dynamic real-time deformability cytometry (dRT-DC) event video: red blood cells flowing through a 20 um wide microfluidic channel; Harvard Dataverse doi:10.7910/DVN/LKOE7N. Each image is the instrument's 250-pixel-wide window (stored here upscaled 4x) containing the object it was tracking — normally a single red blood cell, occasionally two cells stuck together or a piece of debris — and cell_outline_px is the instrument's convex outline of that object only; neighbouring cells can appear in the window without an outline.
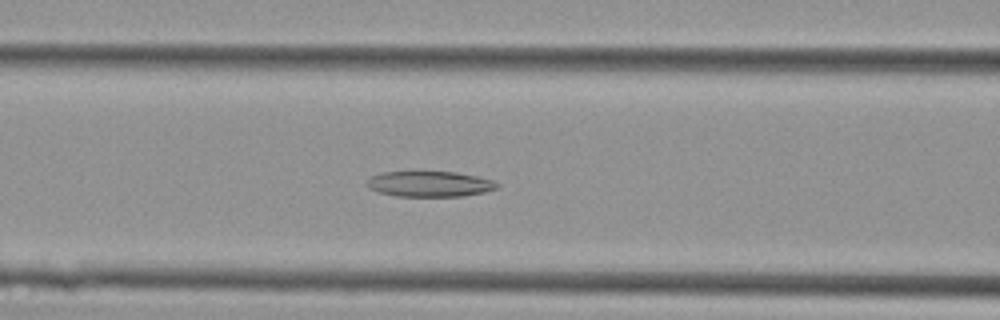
{"species": "Egyptian fruit bat (a non-hibernating species)", "species_latin": "Rousettus aegyptiacus", "temperature_condition": "cold", "stored_images_in_passage": 35, "camera_frame_rate_fps": 3000, "um_per_image_px": 0.085, "animal": {"sex": "female"}, "frame": {"image": 1, "passage_image": 17, "time_ms": 5.333, "image_size_px": [1000, 320], "cell_outline_px": [[500, 188], [484, 192], [464, 196], [396, 196], [380, 192], [368, 188], [364, 184], [372, 176], [380, 172], [456, 172], [476, 176], [492, 180], [500, 184]], "centroid_in_image_um": [36.53, 15.64], "position_along_channel_um": 130.1, "area_um2": 19.42}}
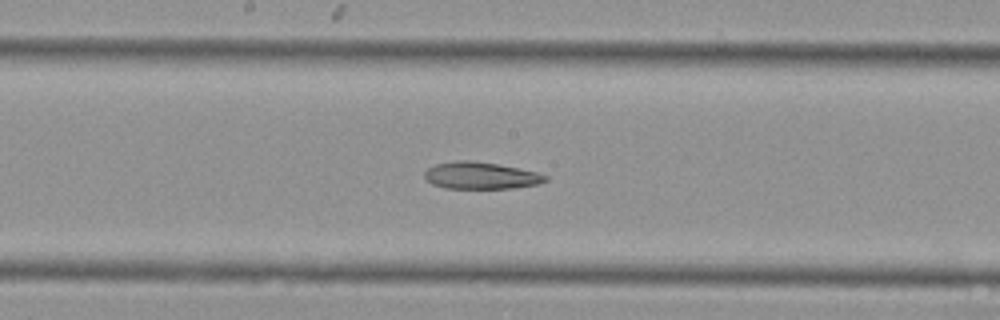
{"frame": {"image": 2, "passage_image": 22, "time_ms": 7.0, "image_size_px": [1000, 320], "cell_outline_px": [[548, 180], [536, 184], [512, 188], [444, 188], [432, 184], [424, 176], [424, 172], [428, 168], [436, 164], [456, 160], [468, 160], [496, 164], [536, 172], [548, 176]], "centroid_in_image_um": [40.83, 14.92], "position_along_channel_um": 207.4, "area_um2": 18.73}}
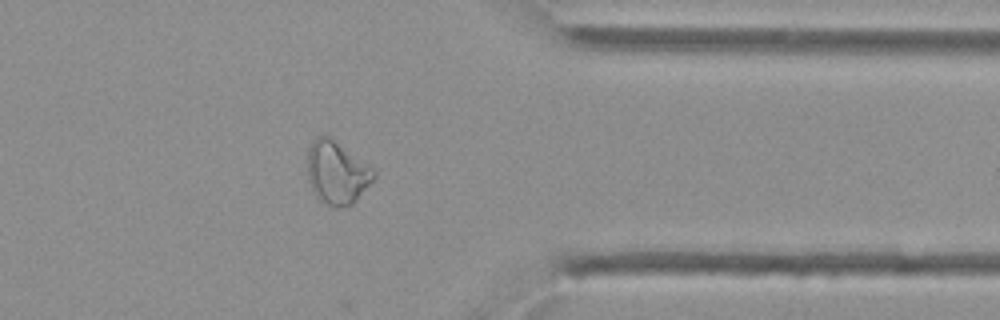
{"frame": {"image": 3, "passage_image": 34, "time_ms": 11.0, "image_size_px": [1000, 320], "cell_outline_px": [[376, 176], [356, 200], [352, 204], [336, 208], [324, 204], [320, 200], [312, 188], [308, 180], [308, 148], [312, 140], [316, 136], [328, 136], [376, 168]], "centroid_in_image_um": [28.65, 14.67], "position_along_channel_um": 382.7, "area_um2": 24.39}}